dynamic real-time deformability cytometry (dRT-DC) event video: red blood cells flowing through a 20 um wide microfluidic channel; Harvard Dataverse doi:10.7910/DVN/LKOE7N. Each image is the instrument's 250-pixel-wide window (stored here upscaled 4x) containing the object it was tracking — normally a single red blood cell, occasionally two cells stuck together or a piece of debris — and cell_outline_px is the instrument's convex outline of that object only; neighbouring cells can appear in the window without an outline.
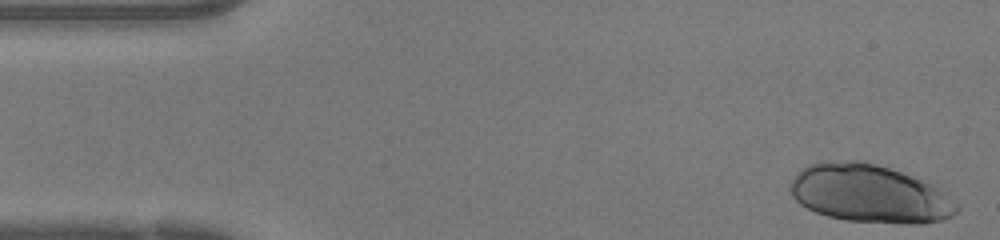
{"species": "human", "species_latin": "Homo sapiens", "temperature_condition": "warm", "stored_images_in_passage": 46, "camera_frame_rate_fps": 3000, "um_per_image_px": 0.085, "donor": {"sex": "female"}, "frame": {"image": 1, "passage_image": 1, "time_ms": 0.0, "image_size_px": [1000, 240], "cell_outline_px": [[960, 208], [952, 216], [944, 220], [924, 224], [912, 224], [844, 220], [828, 216], [816, 212], [800, 204], [792, 196], [788, 188], [796, 172], [808, 164], [824, 160], [864, 160], [936, 180], [960, 204]], "centroid_in_image_um": [74.05, 16.42], "position_along_channel_um": 11.0, "area_um2": 58.67}}
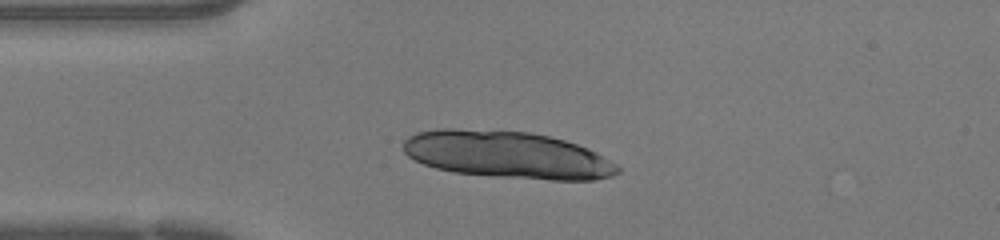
{"frame": {"image": 2, "passage_image": 10, "time_ms": 3.0, "image_size_px": [1000, 240], "cell_outline_px": [[620, 172], [612, 176], [592, 180], [552, 180], [496, 176], [452, 172], [436, 168], [424, 164], [408, 156], [404, 152], [404, 140], [408, 136], [416, 132], [436, 128], [456, 128], [528, 132], [548, 136], [564, 140], [588, 148], [596, 152], [616, 164], [620, 168]], "centroid_in_image_um": [43.1, 13.15], "position_along_channel_um": 41.9, "area_um2": 58.9}}